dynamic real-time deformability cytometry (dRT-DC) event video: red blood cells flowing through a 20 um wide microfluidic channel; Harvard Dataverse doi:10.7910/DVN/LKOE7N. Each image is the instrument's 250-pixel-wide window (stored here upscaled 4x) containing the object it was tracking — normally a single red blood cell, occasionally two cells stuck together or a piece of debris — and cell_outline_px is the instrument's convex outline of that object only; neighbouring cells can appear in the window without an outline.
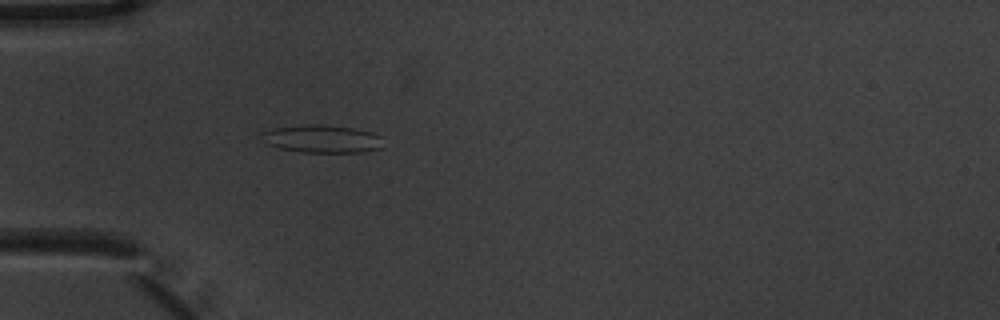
{"species": "common noctule bat (a hibernating species)", "species_latin": "Nyctalus noctula", "temperature_condition": "warm", "stored_images_in_passage": 6, "camera_frame_rate_fps": 3000, "um_per_image_px": 0.085, "animal": {"sex": "male", "body_mass_g": 20.1, "forearm_length_mm": 53.5}, "frame": {"image": 1, "passage_image": 6, "time_ms": 1.667, "image_size_px": [1000, 320], "cell_outline_px": [[380, 148], [360, 152], [300, 152], [280, 148], [268, 144], [260, 132], [276, 128], [304, 124], [324, 124], [352, 128], [372, 132], [380, 136]], "centroid_in_image_um": [27.36, 11.79], "position_along_channel_um": 57.6, "area_um2": 19.42}}